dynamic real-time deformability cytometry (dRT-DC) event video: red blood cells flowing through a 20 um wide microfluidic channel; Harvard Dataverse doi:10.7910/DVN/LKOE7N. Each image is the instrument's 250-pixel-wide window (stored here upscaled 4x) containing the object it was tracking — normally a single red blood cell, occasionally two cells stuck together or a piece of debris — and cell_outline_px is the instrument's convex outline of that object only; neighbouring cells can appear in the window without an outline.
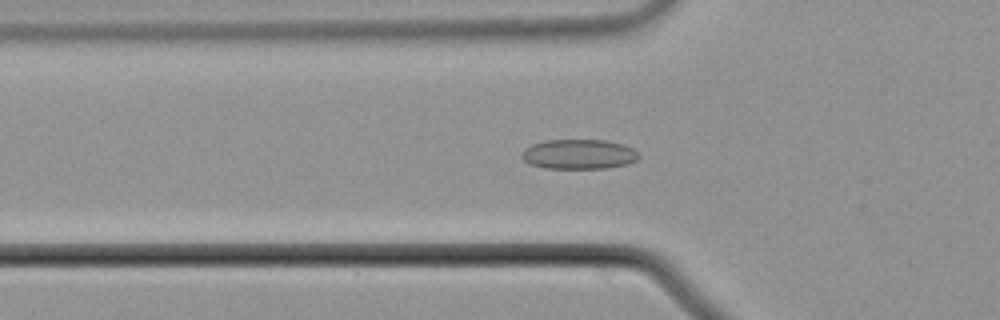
{"species": "common noctule bat (a hibernating species)", "species_latin": "Nyctalus noctula", "temperature_condition": "cold", "stored_images_in_passage": 44, "camera_frame_rate_fps": 3000, "um_per_image_px": 0.085, "animal": {"sex": "male", "body_mass_g": 21.5, "forearm_length_mm": 52.0}, "frame": {"image": 1, "passage_image": 15, "time_ms": 4.667, "image_size_px": [1000, 320], "cell_outline_px": [[640, 156], [636, 160], [628, 164], [604, 168], [544, 168], [528, 164], [520, 156], [524, 148], [532, 144], [544, 140], [604, 140], [624, 144], [632, 148]], "centroid_in_image_um": [49.16, 13.1], "position_along_channel_um": 76.6, "area_um2": 20.4}}
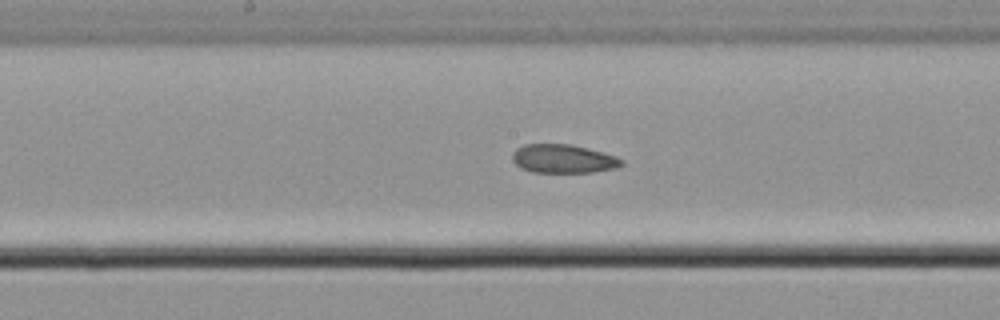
{"frame": {"image": 2, "passage_image": 25, "time_ms": 8.0, "image_size_px": [1000, 320], "cell_outline_px": [[624, 164], [616, 168], [592, 172], [532, 172], [520, 168], [512, 160], [512, 152], [516, 148], [524, 144], [572, 144], [616, 156], [624, 160]], "centroid_in_image_um": [47.86, 13.49], "position_along_channel_um": 200.3, "area_um2": 18.32}}
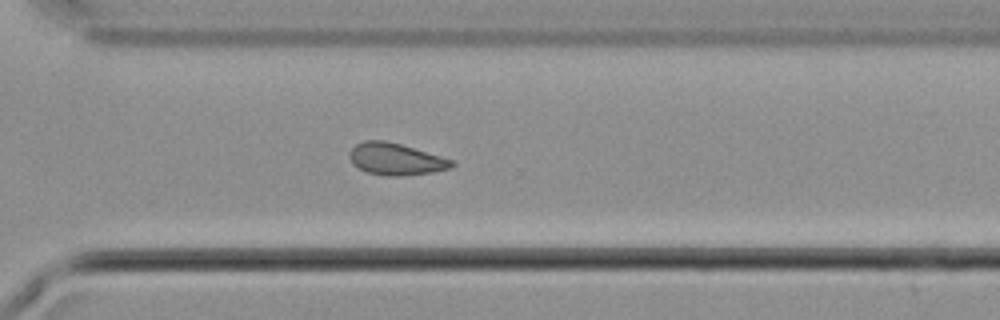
{"frame": {"image": 3, "passage_image": 36, "time_ms": 11.667, "image_size_px": [1000, 320], "cell_outline_px": [[456, 164], [452, 168], [432, 172], [400, 176], [388, 176], [368, 172], [352, 164], [348, 156], [348, 152], [356, 144], [364, 140], [384, 140], [400, 144], [440, 156], [452, 160]], "centroid_in_image_um": [33.62, 13.52], "position_along_channel_um": 337.0, "area_um2": 18.9}, "authors_computed_cell_mechanics": {"area_um2": 19.0451, "velocity_mm_per_s": 3.7269, "shape_relaxation_time_tau1_ms": null, "shape_relaxation_time_tau2_ms": 4.952, "deformation_change_tau1": null, "deformation_change_tau2": 0.1065}}